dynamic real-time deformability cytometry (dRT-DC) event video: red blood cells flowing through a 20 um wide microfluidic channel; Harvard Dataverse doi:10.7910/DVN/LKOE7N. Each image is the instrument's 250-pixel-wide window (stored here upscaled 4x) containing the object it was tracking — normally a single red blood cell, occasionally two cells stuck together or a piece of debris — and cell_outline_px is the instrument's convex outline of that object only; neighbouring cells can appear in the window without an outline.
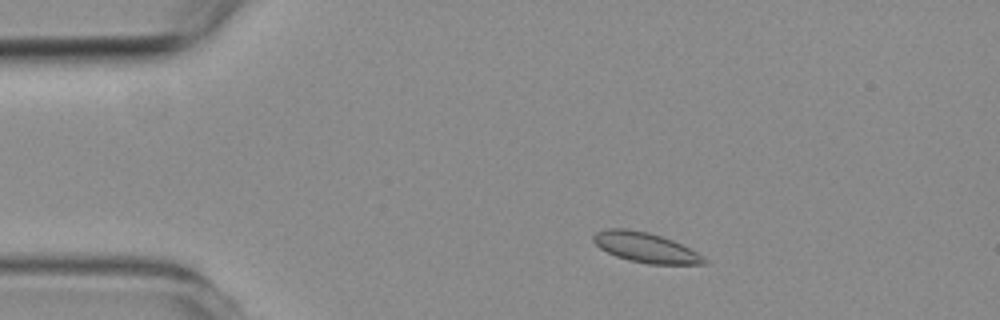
{"species": "common noctule bat (a hibernating species)", "species_latin": "Nyctalus noctula", "temperature_condition": "room temperature", "stored_images_in_passage": 7, "camera_frame_rate_fps": 3000, "um_per_image_px": 0.085, "animal": {"sex": "female", "body_mass_g": 19.3, "forearm_length_mm": 54.1}, "frame": {"image": 1, "passage_image": 1, "time_ms": 0.0, "image_size_px": [1000, 320], "cell_outline_px": [[708, 264], [648, 264], [628, 260], [616, 256], [600, 248], [592, 240], [592, 236], [596, 232], [608, 228], [628, 228], [648, 232], [672, 240], [704, 256], [708, 260]], "centroid_in_image_um": [54.86, 21.03], "position_along_channel_um": 30.1, "area_um2": 19.31}}
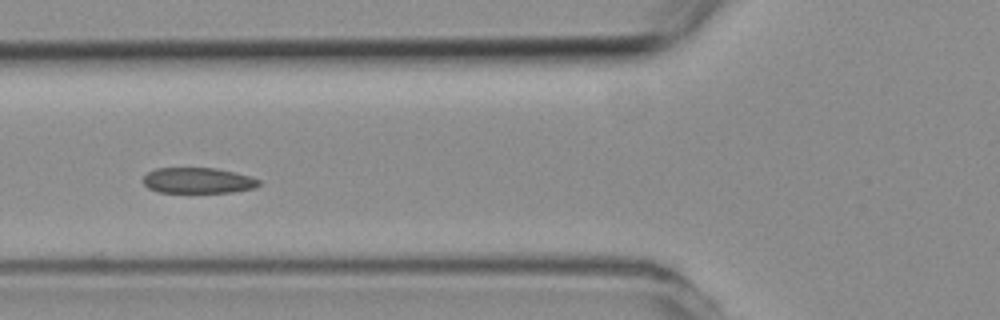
{"frame": {"image": 2, "passage_image": 4, "time_ms": 3.333, "image_size_px": [1000, 320], "cell_outline_px": [[260, 184], [256, 188], [232, 192], [160, 192], [148, 188], [144, 184], [144, 176], [148, 172], [156, 168], [216, 168], [236, 172], [260, 180]], "centroid_in_image_um": [16.84, 15.34], "position_along_channel_um": 109.0, "area_um2": 17.28}}
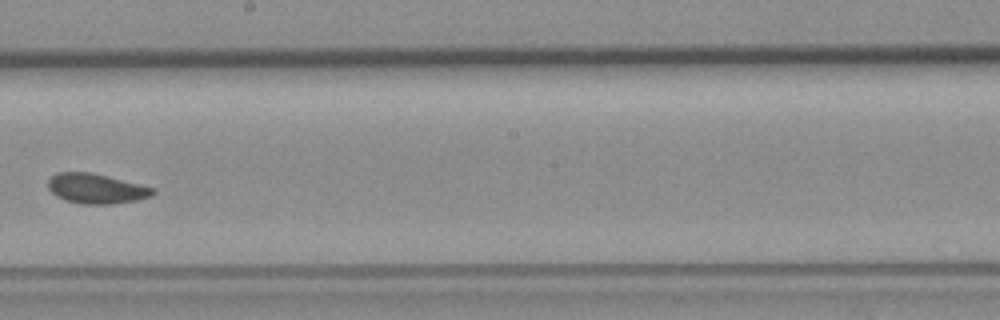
{"frame": {"image": 3, "passage_image": 7, "time_ms": 6.667, "image_size_px": [1000, 320], "cell_outline_px": [[156, 192], [152, 196], [136, 200], [112, 204], [80, 204], [64, 200], [56, 196], [48, 188], [48, 180], [52, 176], [60, 172], [92, 172], [156, 188]], "centroid_in_image_um": [8.19, 16.03], "position_along_channel_um": 240.0, "area_um2": 18.38}}